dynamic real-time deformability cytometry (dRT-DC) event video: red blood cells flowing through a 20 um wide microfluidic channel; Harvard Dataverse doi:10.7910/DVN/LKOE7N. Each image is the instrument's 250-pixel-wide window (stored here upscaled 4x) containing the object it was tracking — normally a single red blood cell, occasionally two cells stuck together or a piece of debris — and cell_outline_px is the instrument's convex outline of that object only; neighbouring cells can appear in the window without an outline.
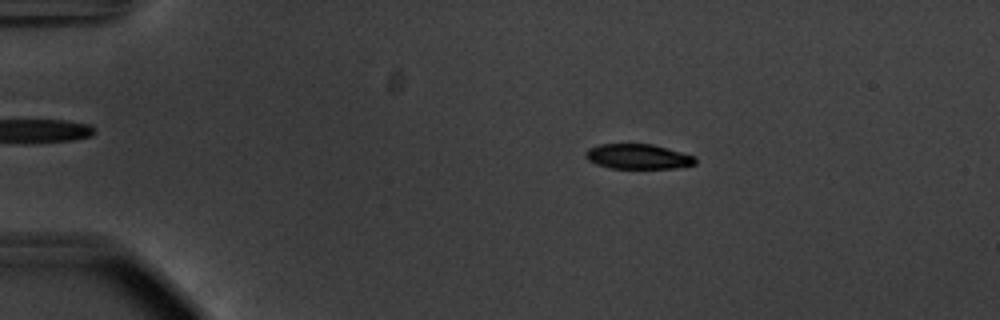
{"species": "common noctule bat (a hibernating species)", "species_latin": "Nyctalus noctula", "temperature_condition": "warm", "stored_images_in_passage": 45, "camera_frame_rate_fps": 3000, "um_per_image_px": 0.085, "animal": {"sex": "male", "body_mass_g": 20.1, "forearm_length_mm": 53.5}, "frame": {"image": 1, "passage_image": 1, "time_ms": 0.0, "image_size_px": [1000, 320], "cell_outline_px": [[696, 164], [676, 168], [608, 168], [596, 164], [588, 160], [584, 156], [588, 148], [600, 144], [652, 144], [696, 156]], "centroid_in_image_um": [54.23, 13.31], "position_along_channel_um": 30.8, "area_um2": 16.01}}
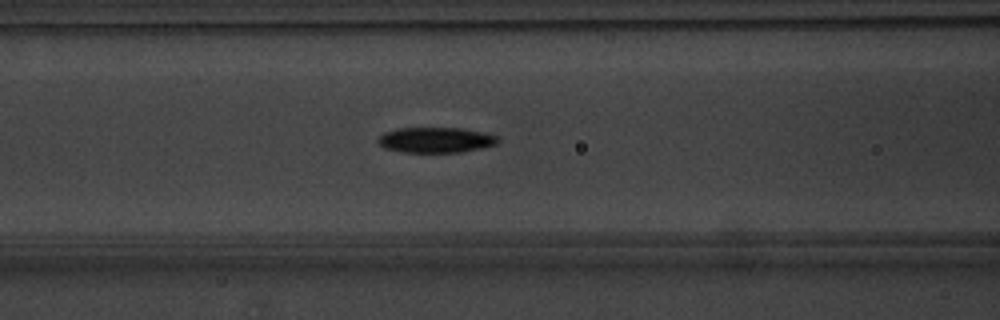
{"frame": {"image": 2, "passage_image": 14, "time_ms": 4.333, "image_size_px": [1000, 320], "cell_outline_px": [[500, 140], [496, 144], [480, 148], [460, 152], [400, 152], [384, 148], [376, 144], [376, 140], [384, 132], [396, 128], [460, 128], [480, 132], [496, 136]], "centroid_in_image_um": [36.95, 11.9], "position_along_channel_um": 129.7, "area_um2": 17.74}}
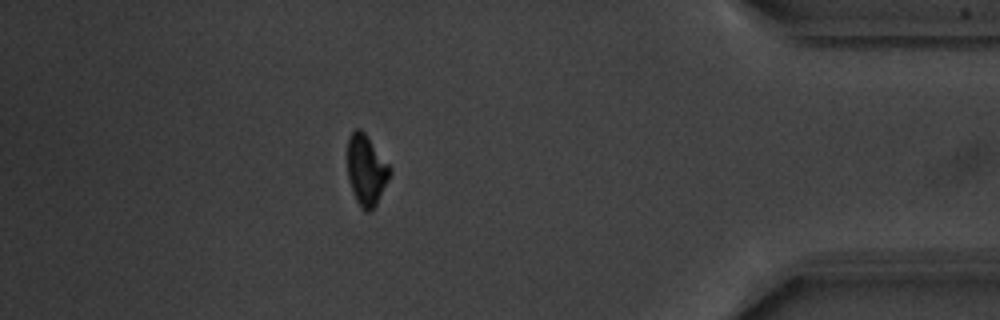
{"frame": {"image": 3, "passage_image": 39, "time_ms": 12.667, "image_size_px": [1000, 320], "cell_outline_px": [[392, 172], [376, 204], [368, 212], [364, 212], [360, 208], [352, 192], [348, 176], [348, 136], [356, 128], [360, 128], [364, 132], [392, 168]], "centroid_in_image_um": [31.13, 14.46], "position_along_channel_um": 404.1, "area_um2": 17.4}, "authors_computed_cell_mechanics": {"area_um2": 17.6868, "velocity_mm_per_s": 3.7414, "shape_relaxation_time_tau1_ms": 2.861, "shape_relaxation_time_tau2_ms": null, "deformation_change_tau1": 0.1382, "deformation_change_tau2": null}}